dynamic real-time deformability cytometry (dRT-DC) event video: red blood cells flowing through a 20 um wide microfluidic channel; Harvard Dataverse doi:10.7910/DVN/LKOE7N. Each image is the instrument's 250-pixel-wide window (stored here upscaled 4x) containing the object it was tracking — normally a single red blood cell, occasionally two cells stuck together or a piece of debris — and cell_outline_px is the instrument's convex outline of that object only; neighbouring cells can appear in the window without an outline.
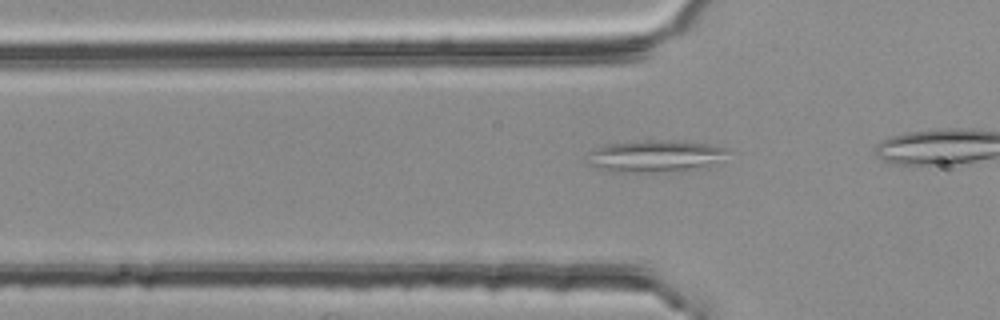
{"species": "common noctule bat (a hibernating species)", "species_latin": "Nyctalus noctula", "temperature_condition": "room temperature", "stored_images_in_passage": 8, "camera_frame_rate_fps": 3000, "um_per_image_px": 0.085, "animal": {"sex": "female", "body_mass_g": 25.1}, "frame": {"image": 1, "passage_image": 6, "time_ms": 1.667, "image_size_px": [1000, 320], "cell_outline_px": [[728, 148], [708, 168], [664, 172], [612, 172], [596, 168], [588, 164], [584, 160], [588, 152], [604, 144], [644, 140], [668, 140], [708, 144]], "centroid_in_image_um": [55.55, 13.28], "position_along_channel_um": 70.2, "area_um2": 26.36}}